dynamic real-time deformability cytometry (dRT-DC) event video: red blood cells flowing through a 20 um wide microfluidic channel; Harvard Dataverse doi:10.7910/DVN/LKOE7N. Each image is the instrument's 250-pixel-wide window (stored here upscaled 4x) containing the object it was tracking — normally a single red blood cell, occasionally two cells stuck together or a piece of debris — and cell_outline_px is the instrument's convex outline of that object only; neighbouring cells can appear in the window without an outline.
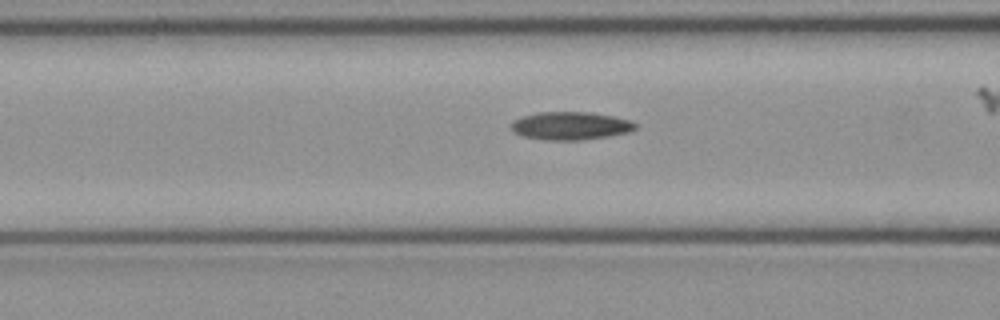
{"species": "common noctule bat (a hibernating species)", "species_latin": "Nyctalus noctula", "temperature_condition": "cold", "stored_images_in_passage": 40, "camera_frame_rate_fps": 3000, "um_per_image_px": 0.085, "animal": {"sex": "female", "body_mass_g": 21.9}, "frame": {"image": 1, "passage_image": 16, "time_ms": 5.0, "image_size_px": [1000, 320], "cell_outline_px": [[636, 128], [632, 132], [584, 140], [544, 140], [524, 136], [512, 132], [508, 128], [508, 124], [524, 116], [536, 112], [588, 112], [612, 116], [632, 120], [636, 124]], "centroid_in_image_um": [48.48, 10.7], "position_along_channel_um": 118.1, "area_um2": 20.52}}
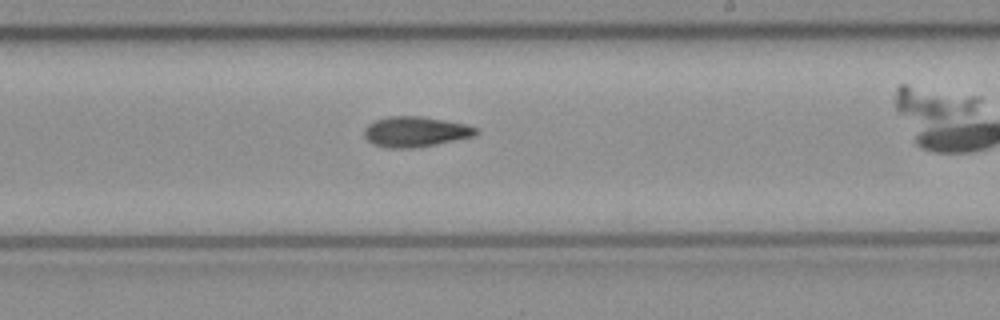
{"frame": {"image": 2, "passage_image": 26, "time_ms": 8.333, "image_size_px": [1000, 320], "cell_outline_px": [[480, 132], [476, 136], [436, 144], [412, 148], [388, 148], [372, 144], [364, 136], [364, 128], [368, 124], [376, 120], [388, 116], [420, 116], [468, 124], [476, 128]], "centroid_in_image_um": [35.32, 11.19], "position_along_channel_um": 253.7, "area_um2": 19.88}}
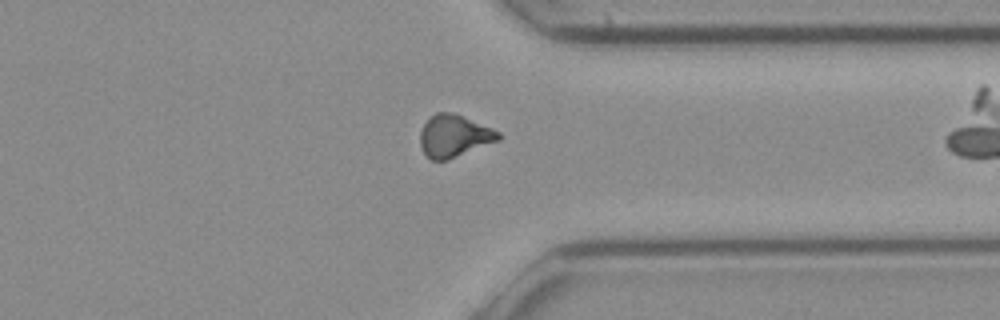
{"frame": {"image": 3, "passage_image": 35, "time_ms": 11.333, "image_size_px": [1000, 320], "cell_outline_px": [[500, 140], [448, 160], [432, 160], [424, 152], [420, 144], [420, 132], [424, 124], [436, 112], [452, 112], [492, 128], [500, 132]], "centroid_in_image_um": [38.61, 11.56], "position_along_channel_um": 372.8, "area_um2": 19.07}}